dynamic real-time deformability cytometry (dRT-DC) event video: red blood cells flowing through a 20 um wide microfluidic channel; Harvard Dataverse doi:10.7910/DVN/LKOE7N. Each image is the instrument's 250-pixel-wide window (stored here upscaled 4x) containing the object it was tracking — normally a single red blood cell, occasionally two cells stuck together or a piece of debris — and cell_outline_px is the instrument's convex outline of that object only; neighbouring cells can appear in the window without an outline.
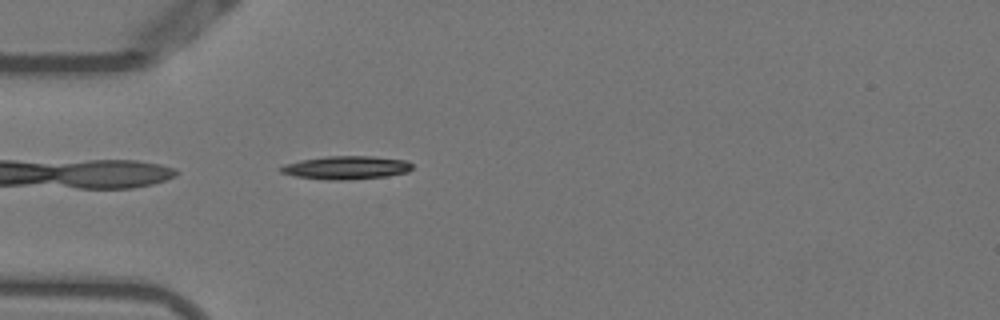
{"species": "Egyptian fruit bat (a non-hibernating species)", "species_latin": "Rousettus aegyptiacus", "temperature_condition": "warm", "stored_images_in_passage": 40, "camera_frame_rate_fps": 3000, "um_per_image_px": 0.085, "animal": {"sex": "female"}, "frame": {"image": 1, "passage_image": 2, "time_ms": 0.333, "image_size_px": [1000, 320], "cell_outline_px": [[412, 168], [408, 172], [388, 176], [348, 180], [328, 180], [296, 176], [280, 172], [280, 168], [284, 164], [300, 160], [324, 156], [372, 156], [408, 160], [412, 164]], "centroid_in_image_um": [29.46, 14.24], "position_along_channel_um": 55.5, "area_um2": 17.98}}
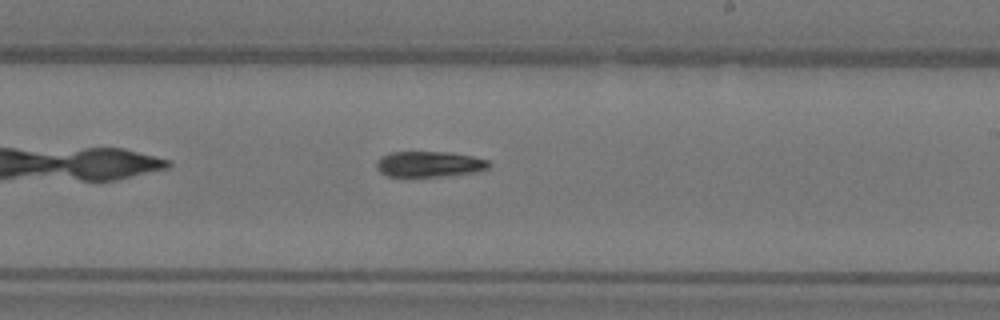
{"frame": {"image": 2, "passage_image": 18, "time_ms": 5.667, "image_size_px": [1000, 320], "cell_outline_px": [[492, 164], [488, 168], [472, 172], [440, 176], [388, 176], [380, 172], [376, 168], [376, 160], [380, 156], [392, 152], [448, 152], [472, 156], [488, 160]], "centroid_in_image_um": [36.45, 13.94], "position_along_channel_um": 252.5, "area_um2": 16.7}}
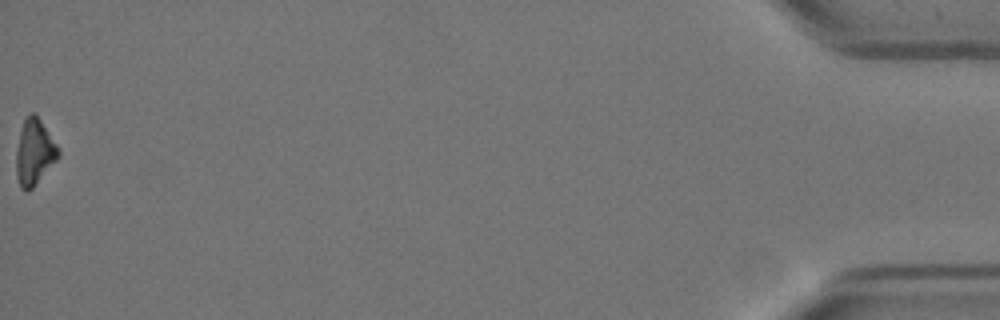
{"frame": {"image": 3, "passage_image": 40, "time_ms": 13.0, "image_size_px": [1000, 320], "cell_outline_px": [[60, 156], [32, 188], [28, 192], [24, 192], [20, 188], [16, 176], [16, 152], [20, 132], [24, 120], [32, 112], [36, 112], [60, 148]], "centroid_in_image_um": [2.93, 12.94], "position_along_channel_um": 432.3, "area_um2": 16.36}, "authors_computed_cell_mechanics": {"area_um2": 17.1088, "velocity_mm_per_s": 3.8076, "shape_relaxation_time_tau1_ms": 5.6045, "shape_relaxation_time_tau2_ms": null, "deformation_change_tau1": 0.2261, "deformation_change_tau2": null}}